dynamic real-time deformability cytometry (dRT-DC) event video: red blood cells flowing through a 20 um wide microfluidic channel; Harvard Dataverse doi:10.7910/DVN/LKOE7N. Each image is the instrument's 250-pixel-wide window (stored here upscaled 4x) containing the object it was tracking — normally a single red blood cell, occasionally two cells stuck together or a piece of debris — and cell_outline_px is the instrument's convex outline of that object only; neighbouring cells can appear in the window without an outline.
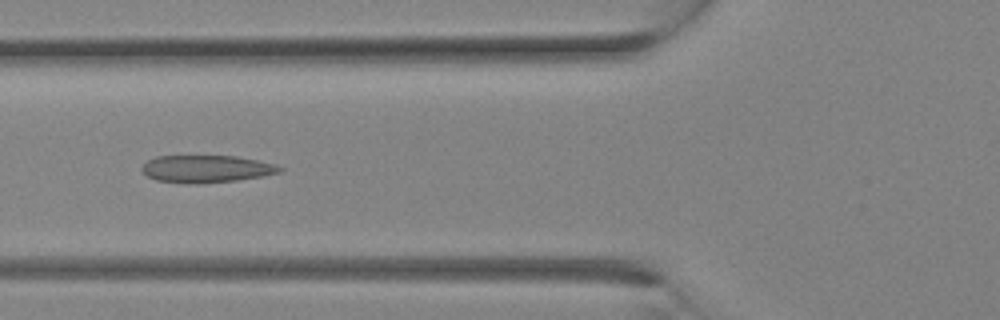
{"species": "Egyptian fruit bat (a non-hibernating species)", "species_latin": "Rousettus aegyptiacus", "temperature_condition": "room temperature", "stored_images_in_passage": 13, "camera_frame_rate_fps": 3000, "um_per_image_px": 0.085, "animal": {"sex": "female"}, "frame": {"image": 1, "passage_image": 8, "time_ms": 2.333, "image_size_px": [1000, 320], "cell_outline_px": [[284, 168], [280, 172], [264, 176], [236, 180], [196, 184], [188, 184], [156, 180], [148, 176], [140, 168], [148, 160], [156, 156], [236, 156], [276, 164]], "centroid_in_image_um": [17.55, 14.36], "position_along_channel_um": 108.3, "area_um2": 21.96}}
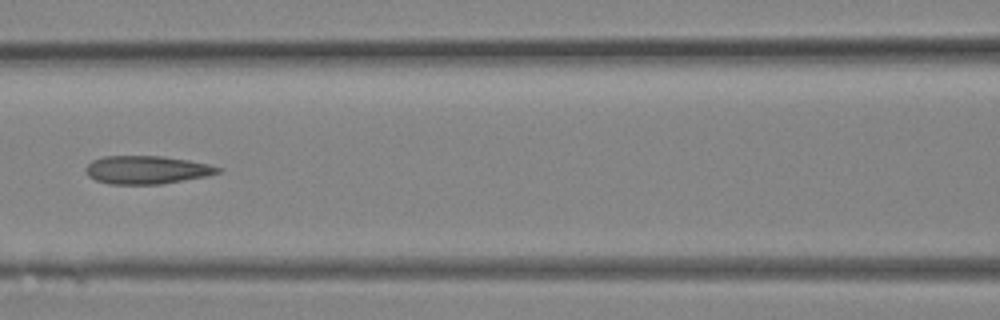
{"frame": {"image": 2, "passage_image": 10, "time_ms": 3.0, "image_size_px": [1000, 320], "cell_outline_px": [[224, 168], [220, 172], [208, 176], [160, 184], [108, 184], [96, 180], [88, 176], [84, 172], [84, 168], [92, 160], [104, 156], [164, 156], [188, 160], [208, 164]], "centroid_in_image_um": [12.46, 14.43], "position_along_channel_um": 154.1, "area_um2": 21.85}}
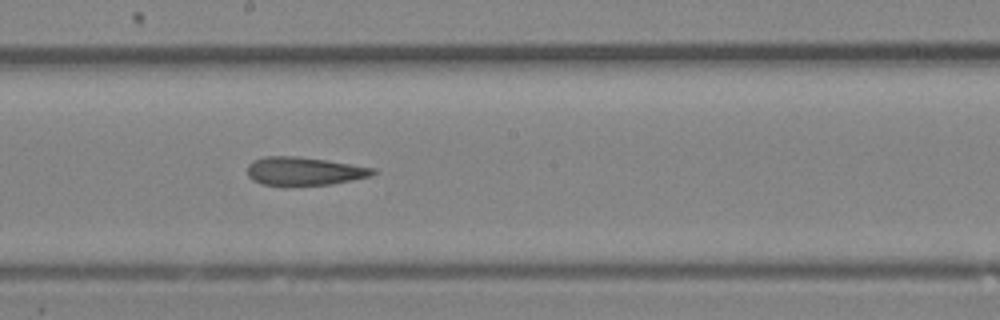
{"frame": {"image": 3, "passage_image": 13, "time_ms": 4.0, "image_size_px": [1000, 320], "cell_outline_px": [[380, 172], [372, 176], [332, 184], [284, 188], [260, 184], [252, 180], [248, 176], [248, 164], [252, 160], [264, 156], [296, 156], [328, 160], [376, 168]], "centroid_in_image_um": [25.85, 14.58], "position_along_channel_um": 222.4, "area_um2": 21.73}}